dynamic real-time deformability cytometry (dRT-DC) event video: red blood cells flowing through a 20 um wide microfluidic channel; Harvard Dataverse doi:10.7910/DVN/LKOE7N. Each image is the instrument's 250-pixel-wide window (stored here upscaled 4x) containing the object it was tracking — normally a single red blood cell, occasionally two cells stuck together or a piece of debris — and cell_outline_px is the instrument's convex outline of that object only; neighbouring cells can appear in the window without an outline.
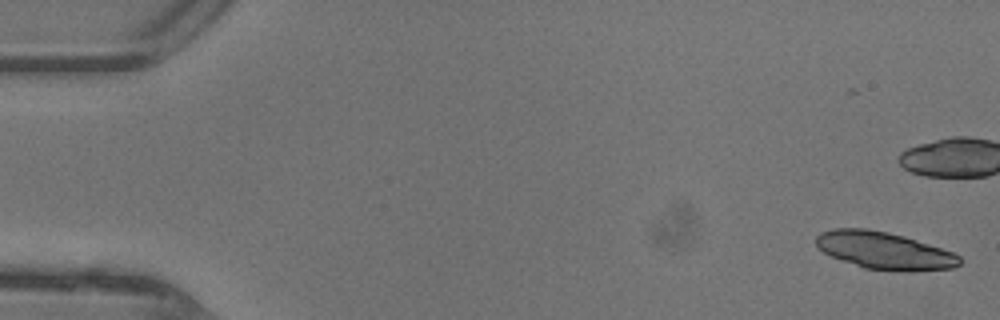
{"species": "common noctule bat (a hibernating species)", "species_latin": "Nyctalus noctula", "temperature_condition": "warm", "stored_images_in_passage": 47, "camera_frame_rate_fps": 3000, "um_per_image_px": 0.085, "animal": {"sex": "female"}, "frame": {"image": 1, "passage_image": 1, "time_ms": 0.0, "image_size_px": [1000, 320], "cell_outline_px": [[964, 260], [960, 264], [952, 268], [908, 272], [900, 272], [864, 268], [832, 256], [824, 252], [816, 244], [816, 236], [820, 232], [832, 228], [864, 228], [888, 232], [904, 236], [952, 252], [960, 256]], "centroid_in_image_um": [75.18, 21.3], "position_along_channel_um": 9.8, "area_um2": 31.21}}